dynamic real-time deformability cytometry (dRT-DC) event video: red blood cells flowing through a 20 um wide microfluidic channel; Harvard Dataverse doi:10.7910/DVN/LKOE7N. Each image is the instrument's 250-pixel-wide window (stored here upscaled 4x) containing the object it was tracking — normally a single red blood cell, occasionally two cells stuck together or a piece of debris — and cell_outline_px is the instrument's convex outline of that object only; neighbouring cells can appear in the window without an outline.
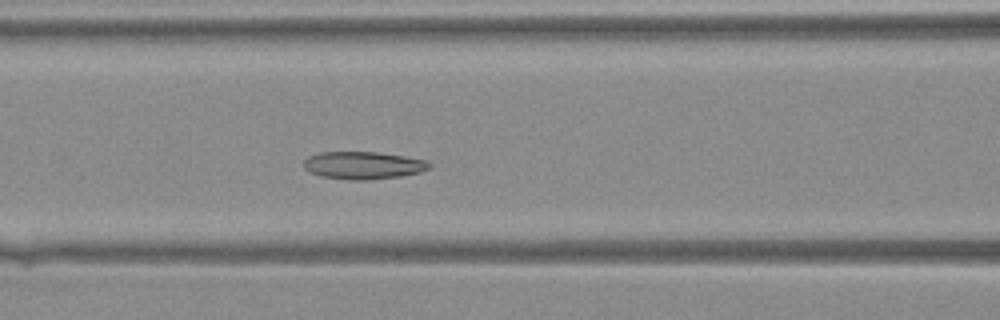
{"species": "Egyptian fruit bat (a non-hibernating species)", "species_latin": "Rousettus aegyptiacus", "temperature_condition": "warm", "stored_images_in_passage": 34, "camera_frame_rate_fps": 3000, "um_per_image_px": 0.085, "animal": {"sex": "female"}, "frame": {"image": 1, "passage_image": 10, "time_ms": 3.0, "image_size_px": [1000, 320], "cell_outline_px": [[432, 168], [420, 172], [400, 176], [368, 180], [352, 180], [320, 176], [308, 172], [304, 168], [304, 160], [308, 156], [320, 152], [376, 152], [404, 156], [424, 160], [432, 164]], "centroid_in_image_um": [30.86, 14.05], "position_along_channel_um": 135.7, "area_um2": 20.23}}
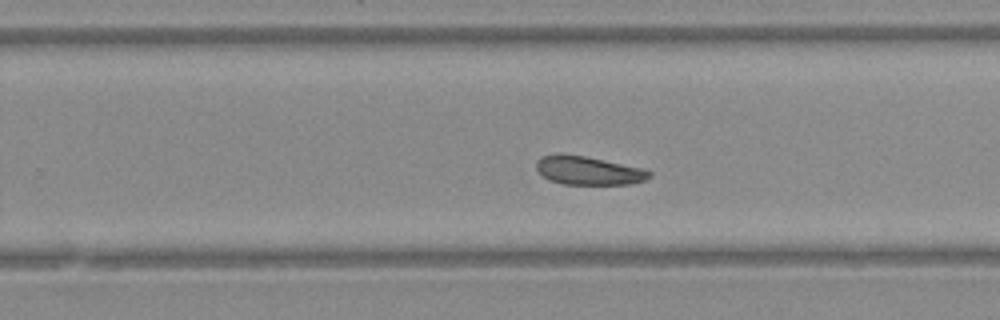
{"frame": {"image": 2, "passage_image": 19, "time_ms": 6.0, "image_size_px": [1000, 320], "cell_outline_px": [[652, 176], [644, 180], [632, 184], [564, 184], [548, 180], [536, 168], [536, 160], [540, 156], [556, 152], [560, 152], [584, 156], [644, 168], [652, 172]], "centroid_in_image_um": [49.99, 14.47], "position_along_channel_um": 279.8, "area_um2": 19.07}}
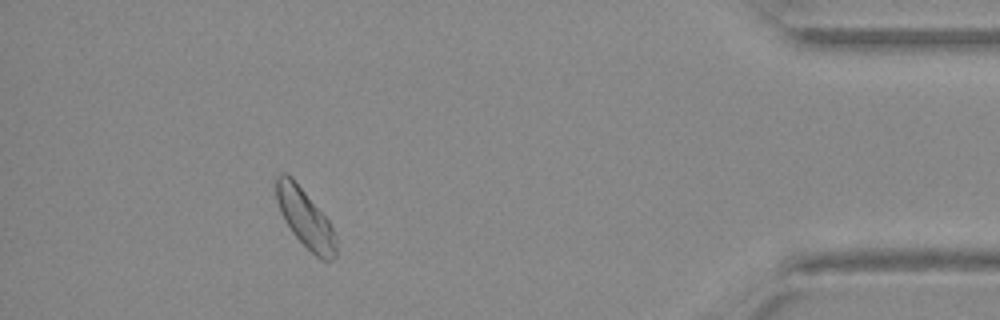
{"frame": {"image": 3, "passage_image": 30, "time_ms": 9.667, "image_size_px": [1000, 320], "cell_outline_px": [[336, 256], [328, 260], [320, 260], [292, 232], [284, 220], [280, 212], [276, 200], [276, 176], [280, 172], [284, 172], [292, 176], [328, 220], [336, 236]], "centroid_in_image_um": [25.92, 18.52], "position_along_channel_um": 409.3, "area_um2": 20.23}}